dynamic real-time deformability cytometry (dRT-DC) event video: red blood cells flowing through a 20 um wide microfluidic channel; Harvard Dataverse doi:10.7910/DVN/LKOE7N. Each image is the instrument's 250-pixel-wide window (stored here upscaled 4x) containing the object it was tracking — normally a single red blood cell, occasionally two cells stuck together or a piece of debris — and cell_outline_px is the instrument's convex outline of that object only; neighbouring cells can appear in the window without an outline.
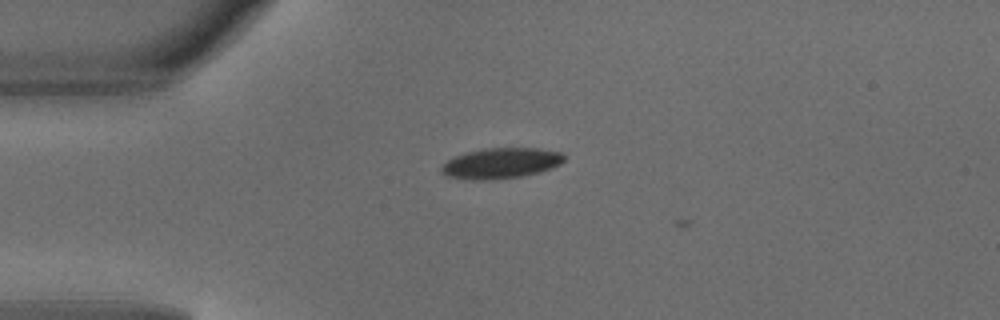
{"species": "common noctule bat (a hibernating species)", "species_latin": "Nyctalus noctula", "temperature_condition": "warm", "stored_images_in_passage": 3, "camera_frame_rate_fps": 3000, "um_per_image_px": 0.085, "animal": {"sex": "male", "body_mass_g": 18.8}, "frame": {"image": 1, "passage_image": 2, "time_ms": 0.333, "image_size_px": [1000, 320], "cell_outline_px": [[564, 160], [560, 164], [552, 168], [540, 172], [520, 176], [492, 180], [472, 180], [448, 176], [440, 172], [440, 168], [452, 156], [484, 148], [536, 148], [560, 152], [564, 156]], "centroid_in_image_um": [42.56, 13.87], "position_along_channel_um": 42.4, "area_um2": 21.85}}
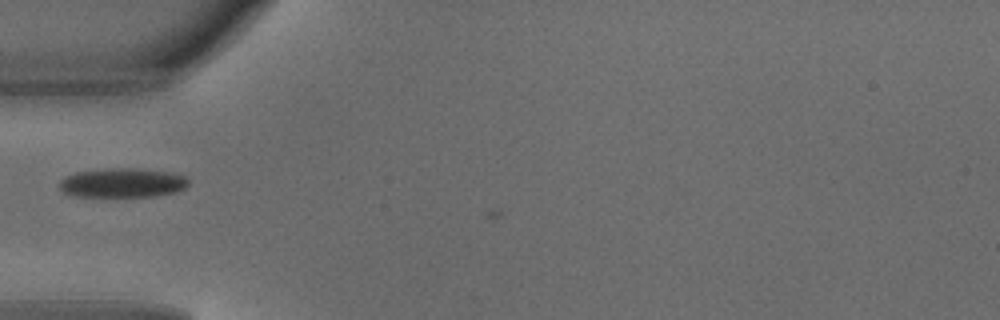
{"frame": {"image": 2, "passage_image": 3, "time_ms": 0.667, "image_size_px": [1000, 320], "cell_outline_px": [[188, 184], [184, 188], [176, 192], [156, 196], [72, 196], [64, 192], [60, 188], [60, 180], [64, 176], [76, 172], [108, 168], [136, 168], [168, 172], [184, 176], [188, 180]], "centroid_in_image_um": [10.39, 15.53], "position_along_channel_um": 74.6, "area_um2": 21.96}}